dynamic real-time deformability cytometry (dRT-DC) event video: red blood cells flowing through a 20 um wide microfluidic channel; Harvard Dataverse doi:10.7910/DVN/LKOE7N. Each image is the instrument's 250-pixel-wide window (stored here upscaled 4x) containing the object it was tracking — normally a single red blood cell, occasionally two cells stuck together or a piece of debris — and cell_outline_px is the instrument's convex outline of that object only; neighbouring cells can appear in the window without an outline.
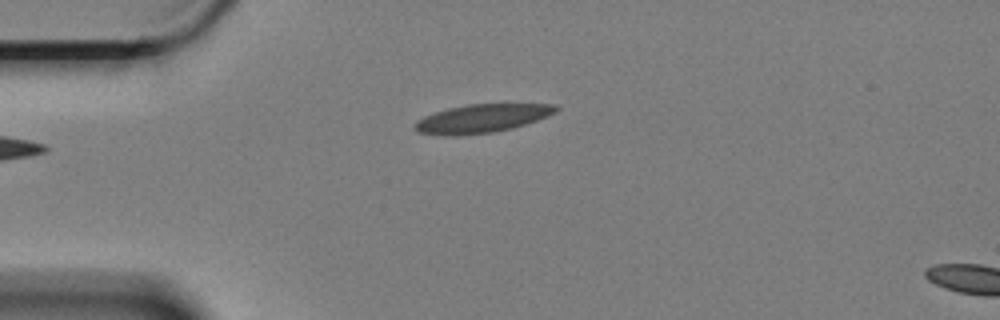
{"species": "Egyptian fruit bat (a non-hibernating species)", "species_latin": "Rousettus aegyptiacus", "temperature_condition": "cold", "stored_images_in_passage": 4, "camera_frame_rate_fps": 3000, "um_per_image_px": 0.085, "animal": {"sex": "female"}, "frame": {"image": 1, "passage_image": 1, "time_ms": 0.0, "image_size_px": [1000, 320], "cell_outline_px": [[560, 108], [556, 112], [548, 116], [512, 128], [496, 132], [460, 136], [444, 136], [416, 132], [412, 124], [416, 120], [424, 116], [448, 108], [468, 104], [556, 104]], "centroid_in_image_um": [40.91, 10.08], "position_along_channel_um": 44.1, "area_um2": 23.64}}